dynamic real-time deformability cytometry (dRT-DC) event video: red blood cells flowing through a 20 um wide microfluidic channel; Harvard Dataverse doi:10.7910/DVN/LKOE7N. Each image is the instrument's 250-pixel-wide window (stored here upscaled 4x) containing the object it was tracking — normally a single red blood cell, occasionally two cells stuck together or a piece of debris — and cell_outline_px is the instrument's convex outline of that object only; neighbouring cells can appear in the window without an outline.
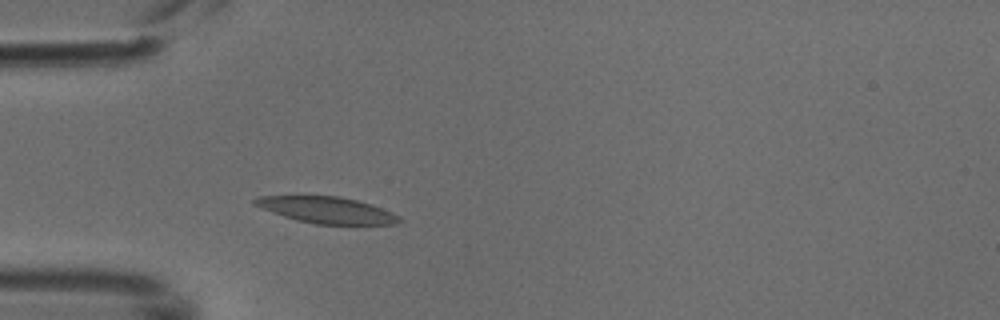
{"species": "common noctule bat (a hibernating species)", "species_latin": "Nyctalus noctula", "temperature_condition": "cold", "stored_images_in_passage": 2, "camera_frame_rate_fps": 3000, "um_per_image_px": 0.085, "animal": {"sex": "male", "body_mass_g": 18.8}, "frame": {"image": 1, "passage_image": 2, "time_ms": 0.333, "image_size_px": [1000, 320], "cell_outline_px": [[404, 220], [396, 224], [316, 224], [296, 220], [272, 212], [252, 204], [252, 200], [256, 196], [340, 196], [356, 200], [380, 208], [400, 216]], "centroid_in_image_um": [27.75, 17.85], "position_along_channel_um": 57.3, "area_um2": 22.02}}